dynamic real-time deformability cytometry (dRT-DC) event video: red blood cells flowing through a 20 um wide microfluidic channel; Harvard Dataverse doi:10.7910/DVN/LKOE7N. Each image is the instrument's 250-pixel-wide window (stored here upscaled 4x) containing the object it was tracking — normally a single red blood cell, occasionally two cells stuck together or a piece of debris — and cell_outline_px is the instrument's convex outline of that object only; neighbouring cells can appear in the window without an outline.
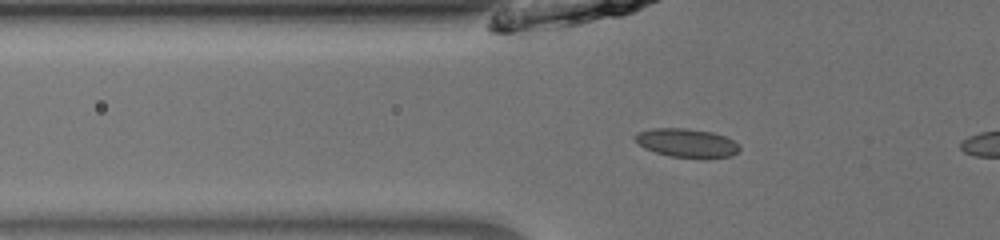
{"species": "common noctule bat (a hibernating species)", "species_latin": "Nyctalus noctula", "temperature_condition": "room temperature", "stored_images_in_passage": 31, "camera_frame_rate_fps": 3000, "um_per_image_px": 0.085, "animal": {"sex": "male", "body_mass_g": 13.0, "forearm_length_mm": 53.1}, "frame": {"image": 1, "passage_image": 3, "time_ms": 0.667, "image_size_px": [1000, 240], "cell_outline_px": [[740, 148], [732, 156], [708, 160], [668, 156], [644, 148], [632, 136], [640, 132], [652, 128], [688, 128], [712, 132], [724, 136], [740, 144]], "centroid_in_image_um": [58.42, 12.18], "position_along_channel_um": 67.4, "area_um2": 17.86}}
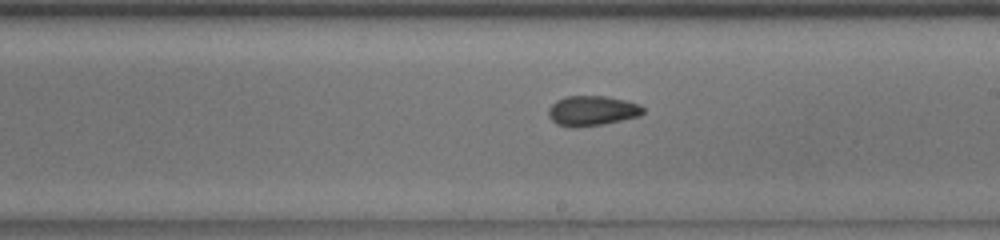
{"frame": {"image": 2, "passage_image": 16, "time_ms": 5.0, "image_size_px": [1000, 240], "cell_outline_px": [[644, 112], [640, 116], [600, 124], [576, 128], [568, 128], [556, 124], [548, 116], [548, 108], [556, 100], [564, 96], [604, 96], [624, 100], [640, 104], [644, 108]], "centroid_in_image_um": [50.28, 9.42], "position_along_channel_um": 238.7, "area_um2": 16.65}}
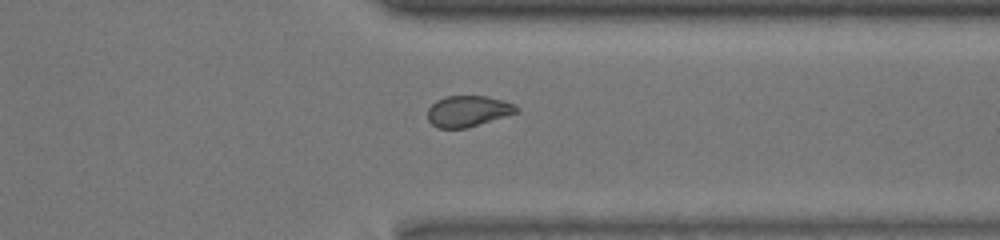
{"frame": {"image": 3, "passage_image": 26, "time_ms": 8.333, "image_size_px": [1000, 240], "cell_outline_px": [[520, 112], [468, 128], [436, 128], [428, 120], [428, 108], [436, 100], [444, 96], [488, 96], [512, 104], [520, 108]], "centroid_in_image_um": [39.78, 9.45], "position_along_channel_um": 371.6, "area_um2": 16.18}}